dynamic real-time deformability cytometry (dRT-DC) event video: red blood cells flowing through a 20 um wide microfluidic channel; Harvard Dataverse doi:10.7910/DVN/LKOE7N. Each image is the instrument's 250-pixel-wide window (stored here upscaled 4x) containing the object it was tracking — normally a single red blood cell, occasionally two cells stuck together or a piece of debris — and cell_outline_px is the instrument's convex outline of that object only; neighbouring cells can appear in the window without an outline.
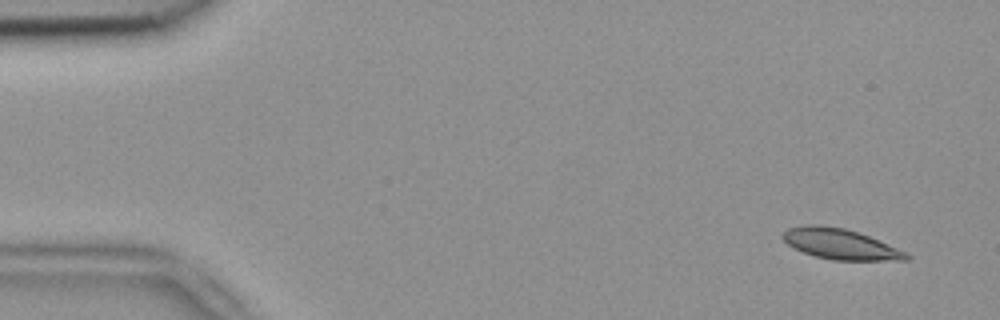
{"species": "common noctule bat (a hibernating species)", "species_latin": "Nyctalus noctula", "temperature_condition": "room temperature", "stored_images_in_passage": 6, "camera_frame_rate_fps": 3000, "um_per_image_px": 0.085, "animal": {"sex": "female", "body_mass_g": 18.4}, "frame": {"image": 1, "passage_image": 1, "time_ms": 0.0, "image_size_px": [1000, 320], "cell_outline_px": [[912, 256], [908, 260], [832, 260], [816, 256], [804, 252], [788, 244], [780, 236], [788, 228], [808, 224], [816, 224], [844, 228], [868, 236], [908, 252]], "centroid_in_image_um": [71.45, 20.74], "position_along_channel_um": 13.6, "area_um2": 21.79}}
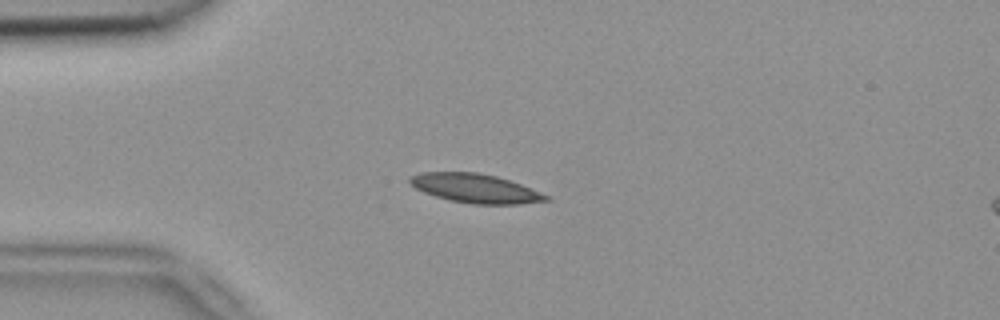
{"frame": {"image": 2, "passage_image": 4, "time_ms": 1.0, "image_size_px": [1000, 320], "cell_outline_px": [[552, 200], [520, 204], [472, 204], [448, 200], [424, 192], [408, 184], [408, 176], [420, 172], [476, 172], [496, 176], [520, 184], [552, 196]], "centroid_in_image_um": [40.4, 16.01], "position_along_channel_um": 44.6, "area_um2": 23.24}}